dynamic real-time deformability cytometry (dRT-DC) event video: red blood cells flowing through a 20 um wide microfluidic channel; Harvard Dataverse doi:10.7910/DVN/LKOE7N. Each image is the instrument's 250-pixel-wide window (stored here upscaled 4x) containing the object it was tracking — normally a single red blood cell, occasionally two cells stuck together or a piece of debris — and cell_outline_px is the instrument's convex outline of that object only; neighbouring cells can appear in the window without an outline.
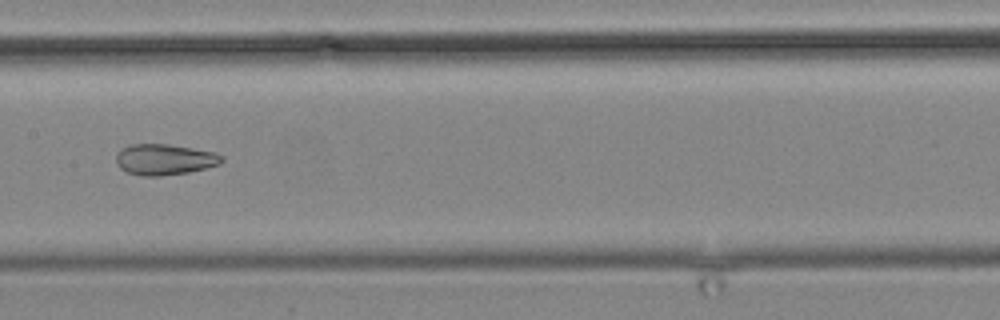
{"species": "common noctule bat (a hibernating species)", "species_latin": "Nyctalus noctula", "temperature_condition": "cold", "stored_images_in_passage": 13, "camera_frame_rate_fps": 3000, "um_per_image_px": 0.085, "animal": {"sex": "male", "body_mass_g": 19.2, "forearm_length_mm": 51.8}, "frame": {"image": 1, "passage_image": 10, "time_ms": 12.333, "image_size_px": [1000, 320], "cell_outline_px": [[224, 160], [220, 164], [188, 172], [160, 176], [144, 176], [128, 172], [120, 168], [116, 164], [116, 156], [124, 148], [132, 144], [168, 144], [216, 152], [224, 156]], "centroid_in_image_um": [14.02, 13.55], "position_along_channel_um": 193.4, "area_um2": 18.9}}
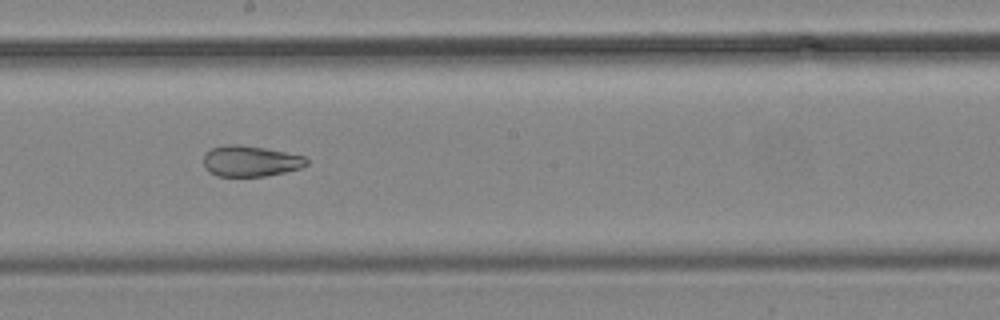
{"frame": {"image": 2, "passage_image": 11, "time_ms": 13.333, "image_size_px": [1000, 320], "cell_outline_px": [[308, 164], [300, 168], [284, 172], [264, 176], [216, 176], [208, 172], [204, 168], [204, 152], [212, 148], [224, 144], [240, 144], [264, 148], [304, 156], [308, 160]], "centroid_in_image_um": [21.24, 13.69], "position_along_channel_um": 227.0, "area_um2": 18.61}}